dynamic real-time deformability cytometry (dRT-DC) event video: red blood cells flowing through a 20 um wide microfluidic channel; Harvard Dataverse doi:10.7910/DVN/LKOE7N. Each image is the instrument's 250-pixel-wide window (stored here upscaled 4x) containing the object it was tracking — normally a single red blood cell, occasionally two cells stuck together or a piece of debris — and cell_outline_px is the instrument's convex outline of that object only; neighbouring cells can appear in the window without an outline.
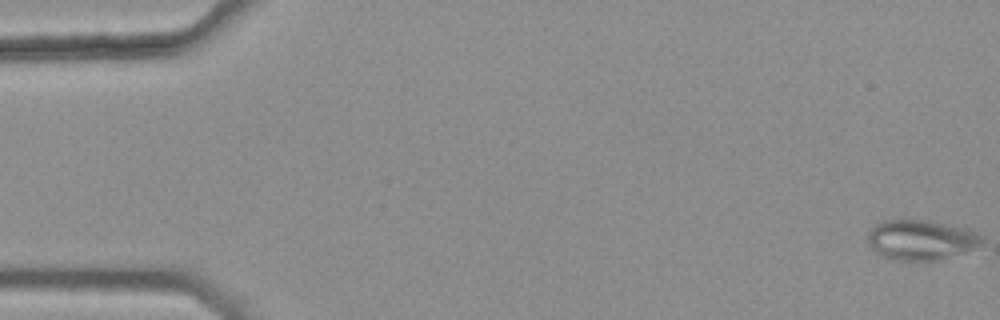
{"species": "common noctule bat (a hibernating species)", "species_latin": "Nyctalus noctula", "temperature_condition": "warm", "stored_images_in_passage": 46, "camera_frame_rate_fps": 3000, "um_per_image_px": 0.085, "animal": {"sex": "female", "body_mass_g": 25.1}, "frame": {"image": 1, "passage_image": 1, "time_ms": 0.0, "image_size_px": [1000, 320], "cell_outline_px": [[984, 240], [972, 248], [964, 252], [936, 260], [900, 260], [880, 256], [868, 244], [868, 232], [880, 220], [924, 220], [968, 228], [984, 236]], "centroid_in_image_um": [78.26, 20.38], "position_along_channel_um": 6.7, "area_um2": 26.41}}
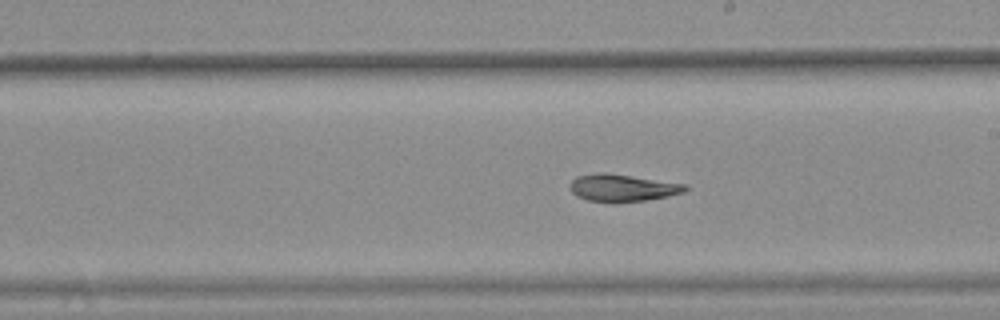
{"frame": {"image": 2, "passage_image": 31, "time_ms": 10.0, "image_size_px": [1000, 320], "cell_outline_px": [[688, 188], [684, 192], [668, 196], [644, 200], [612, 204], [588, 200], [576, 196], [568, 188], [568, 184], [576, 176], [600, 172], [604, 172], [688, 184]], "centroid_in_image_um": [52.86, 15.98], "position_along_channel_um": 236.1, "area_um2": 18.67}}
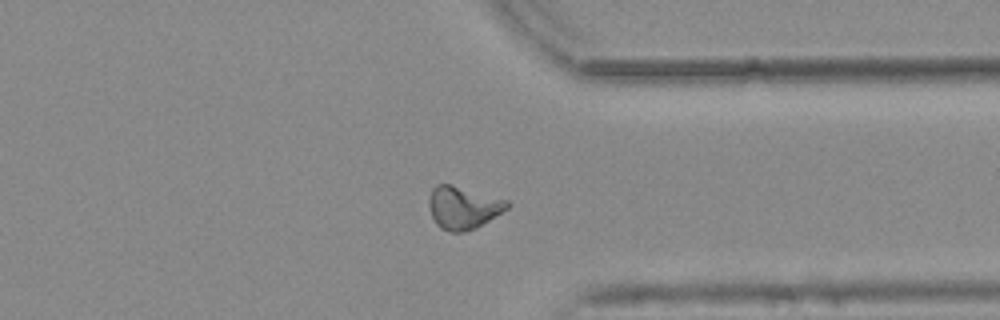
{"frame": {"image": 3, "passage_image": 42, "time_ms": 13.667, "image_size_px": [1000, 320], "cell_outline_px": [[512, 204], [508, 208], [476, 228], [464, 232], [448, 232], [440, 228], [436, 224], [432, 216], [428, 204], [428, 200], [432, 188], [436, 184], [448, 184], [508, 200]], "centroid_in_image_um": [39.35, 17.66], "position_along_channel_um": 372.0, "area_um2": 19.36}, "authors_computed_cell_mechanics": {"area_um2": 19.0451, "velocity_mm_per_s": 3.7694, "shape_relaxation_time_tau1_ms": null, "shape_relaxation_time_tau2_ms": 2.5974, "deformation_change_tau1": null, "deformation_change_tau2": 0.0686}}